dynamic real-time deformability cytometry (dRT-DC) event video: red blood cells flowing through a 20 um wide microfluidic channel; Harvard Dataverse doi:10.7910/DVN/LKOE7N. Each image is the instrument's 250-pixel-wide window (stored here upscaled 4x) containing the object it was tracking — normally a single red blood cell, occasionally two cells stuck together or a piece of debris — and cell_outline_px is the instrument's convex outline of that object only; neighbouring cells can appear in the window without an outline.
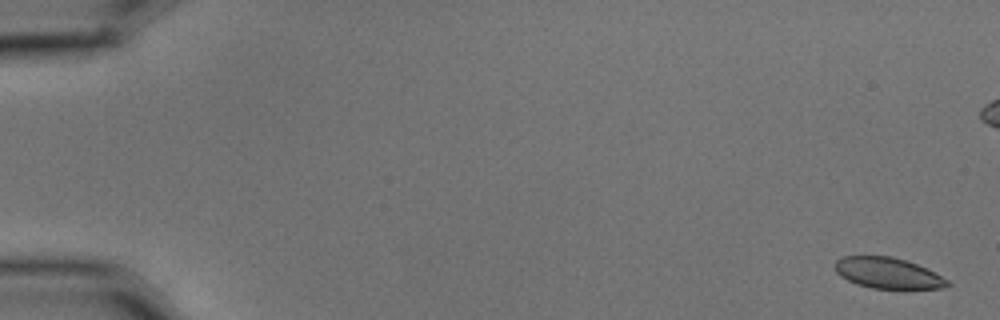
{"species": "common noctule bat (a hibernating species)", "species_latin": "Nyctalus noctula", "temperature_condition": "cold", "stored_images_in_passage": 12, "camera_frame_rate_fps": 3000, "um_per_image_px": 0.085, "animal": {"sex": "male", "body_mass_g": 15.6}, "frame": {"image": 1, "passage_image": 1, "time_ms": 0.0, "image_size_px": [1000, 320], "cell_outline_px": [[952, 284], [948, 288], [872, 288], [856, 284], [840, 276], [836, 272], [836, 260], [844, 256], [892, 256], [916, 264], [948, 280]], "centroid_in_image_um": [75.46, 23.21], "position_along_channel_um": 9.5, "area_um2": 19.94}}
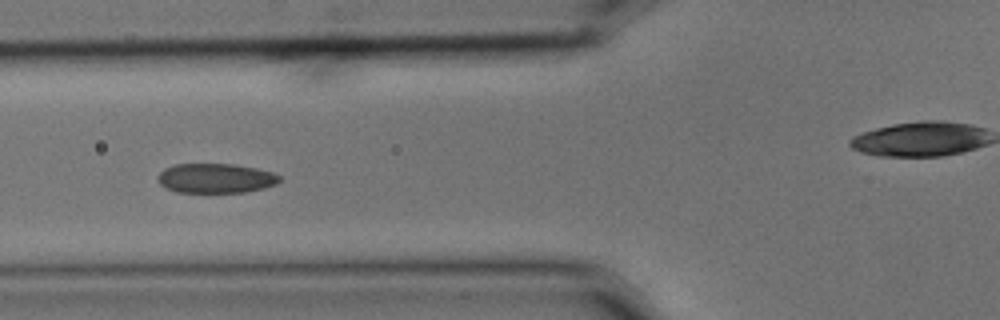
{"frame": {"image": 2, "passage_image": 6, "time_ms": 1.667, "image_size_px": [1000, 320], "cell_outline_px": [[280, 180], [276, 184], [264, 188], [244, 192], [176, 192], [164, 188], [156, 180], [156, 176], [164, 168], [172, 164], [236, 164], [256, 168], [272, 172], [280, 176]], "centroid_in_image_um": [18.28, 15.14], "position_along_channel_um": 107.5, "area_um2": 21.21}}
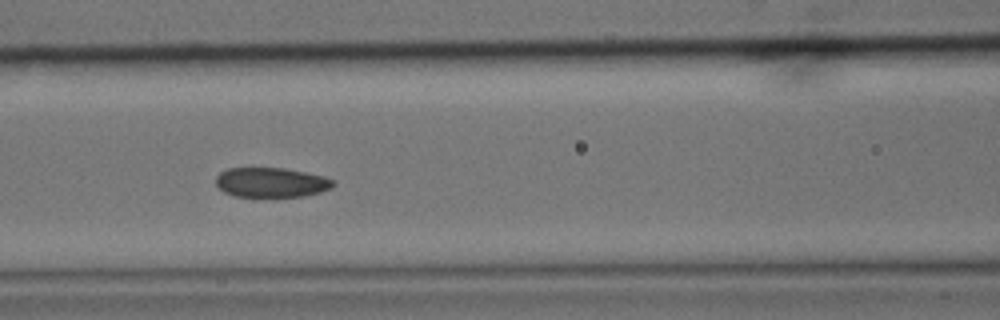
{"frame": {"image": 3, "passage_image": 7, "time_ms": 2.0, "image_size_px": [1000, 320], "cell_outline_px": [[336, 184], [332, 188], [320, 192], [304, 196], [236, 196], [224, 192], [216, 184], [216, 176], [220, 172], [228, 168], [284, 168], [324, 176], [336, 180]], "centroid_in_image_um": [23.09, 15.5], "position_along_channel_um": 143.5, "area_um2": 20.29}}